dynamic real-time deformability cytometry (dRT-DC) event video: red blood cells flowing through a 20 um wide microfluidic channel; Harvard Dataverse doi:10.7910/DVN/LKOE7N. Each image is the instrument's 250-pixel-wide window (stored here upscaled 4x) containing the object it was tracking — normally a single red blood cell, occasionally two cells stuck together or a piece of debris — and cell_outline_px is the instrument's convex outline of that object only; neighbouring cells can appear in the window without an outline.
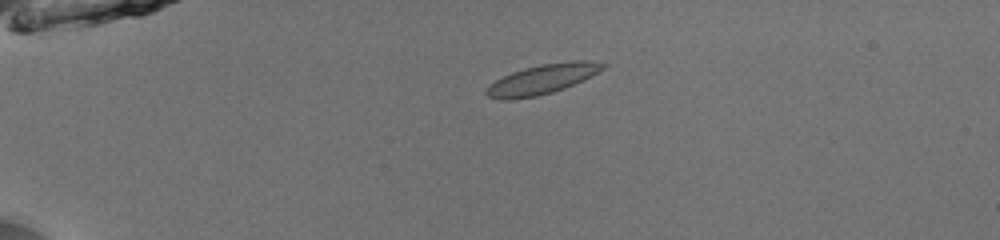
{"species": "common noctule bat (a hibernating species)", "species_latin": "Nyctalus noctula", "temperature_condition": "room temperature", "stored_images_in_passage": 40, "camera_frame_rate_fps": 3000, "um_per_image_px": 0.085, "animal": {"sex": "male", "body_mass_g": 13.0, "forearm_length_mm": 53.1}, "frame": {"image": 1, "passage_image": 1, "time_ms": 0.0, "image_size_px": [1000, 240], "cell_outline_px": [[608, 64], [604, 68], [584, 80], [564, 88], [552, 92], [536, 96], [508, 100], [500, 100], [488, 96], [484, 92], [488, 84], [512, 72], [524, 68], [540, 64], [572, 60], [588, 60]], "centroid_in_image_um": [46.08, 6.73], "position_along_channel_um": 38.9, "area_um2": 20.23}}
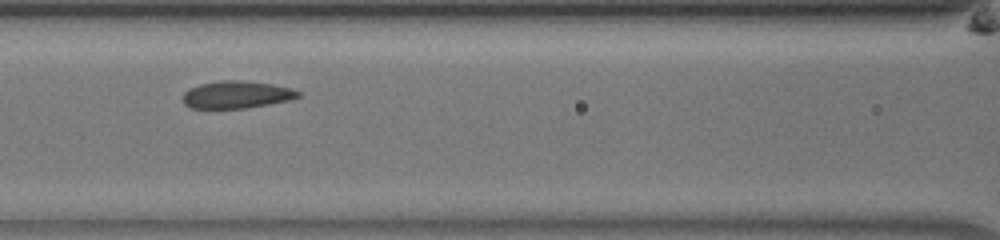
{"frame": {"image": 2, "passage_image": 13, "time_ms": 4.0, "image_size_px": [1000, 240], "cell_outline_px": [[300, 96], [292, 100], [244, 108], [192, 108], [184, 104], [184, 92], [188, 88], [200, 84], [220, 80], [236, 80], [272, 84], [292, 88], [300, 92]], "centroid_in_image_um": [20.12, 8.04], "position_along_channel_um": 146.5, "area_um2": 18.32}}
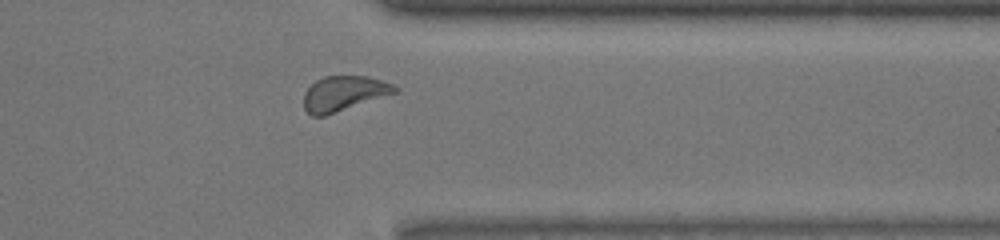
{"frame": {"image": 3, "passage_image": 31, "time_ms": 10.0, "image_size_px": [1000, 240], "cell_outline_px": [[400, 92], [324, 116], [312, 116], [304, 108], [304, 92], [316, 80], [324, 76], [368, 76], [392, 84], [400, 88]], "centroid_in_image_um": [29.26, 7.94], "position_along_channel_um": 382.1, "area_um2": 18.67}, "authors_computed_cell_mechanics": {"area_um2": 18.6405, "velocity_mm_per_s": 3.9492, "shape_relaxation_time_tau1_ms": 2.5324, "shape_relaxation_time_tau2_ms": 0.9064, "deformation_change_tau1": 0.0965, "deformation_change_tau2": 0.0419}}